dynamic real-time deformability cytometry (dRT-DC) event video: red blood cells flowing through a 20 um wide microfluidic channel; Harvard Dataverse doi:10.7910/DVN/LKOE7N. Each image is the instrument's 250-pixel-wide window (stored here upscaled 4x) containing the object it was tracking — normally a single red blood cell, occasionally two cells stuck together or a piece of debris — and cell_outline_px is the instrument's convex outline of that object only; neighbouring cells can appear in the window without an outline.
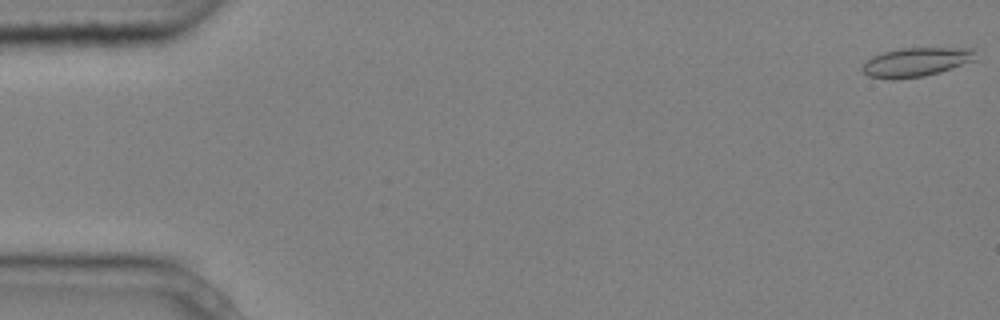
{"species": "common noctule bat (a hibernating species)", "species_latin": "Nyctalus noctula", "temperature_condition": "cold", "stored_images_in_passage": 7, "camera_frame_rate_fps": 3000, "um_per_image_px": 0.085, "animal": {"sex": "male", "body_mass_g": 20.4}, "frame": {"image": 1, "passage_image": 1, "time_ms": 0.0, "image_size_px": [1000, 320], "cell_outline_px": [[976, 60], [940, 72], [924, 76], [892, 80], [868, 76], [860, 68], [872, 56], [884, 52], [904, 48], [976, 48]], "centroid_in_image_um": [77.9, 5.28], "position_along_channel_um": 7.1, "area_um2": 19.19}}
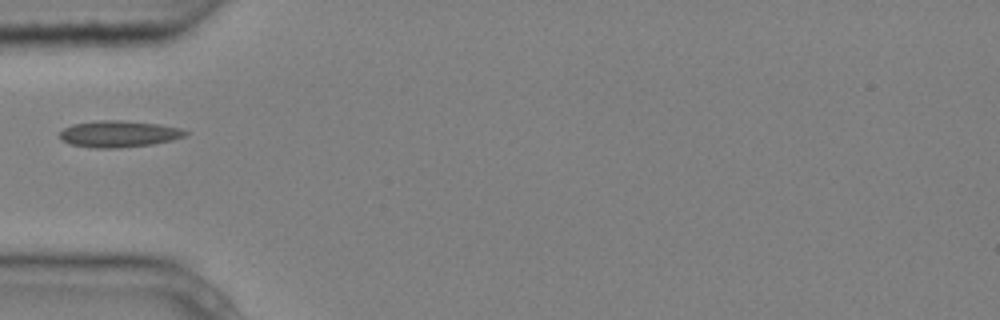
{"frame": {"image": 2, "passage_image": 6, "time_ms": 1.667, "image_size_px": [1000, 320], "cell_outline_px": [[188, 132], [184, 136], [172, 140], [152, 144], [120, 148], [92, 148], [72, 144], [60, 140], [60, 132], [64, 128], [72, 124], [100, 120], [124, 120], [156, 124], [180, 128]], "centroid_in_image_um": [10.07, 11.38], "position_along_channel_um": 74.9, "area_um2": 19.36}}
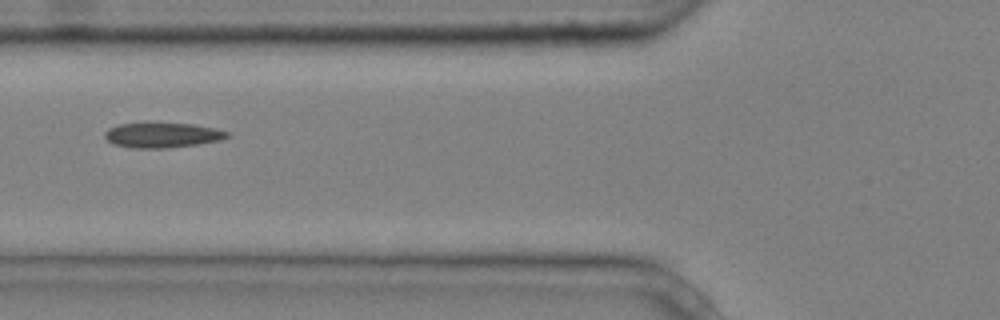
{"frame": {"image": 3, "passage_image": 7, "time_ms": 2.0, "image_size_px": [1000, 320], "cell_outline_px": [[232, 136], [220, 140], [196, 144], [168, 148], [132, 148], [112, 144], [104, 136], [104, 132], [108, 128], [120, 124], [192, 124], [216, 128], [228, 132]], "centroid_in_image_um": [13.8, 11.5], "position_along_channel_um": 112.0, "area_um2": 17.63}}